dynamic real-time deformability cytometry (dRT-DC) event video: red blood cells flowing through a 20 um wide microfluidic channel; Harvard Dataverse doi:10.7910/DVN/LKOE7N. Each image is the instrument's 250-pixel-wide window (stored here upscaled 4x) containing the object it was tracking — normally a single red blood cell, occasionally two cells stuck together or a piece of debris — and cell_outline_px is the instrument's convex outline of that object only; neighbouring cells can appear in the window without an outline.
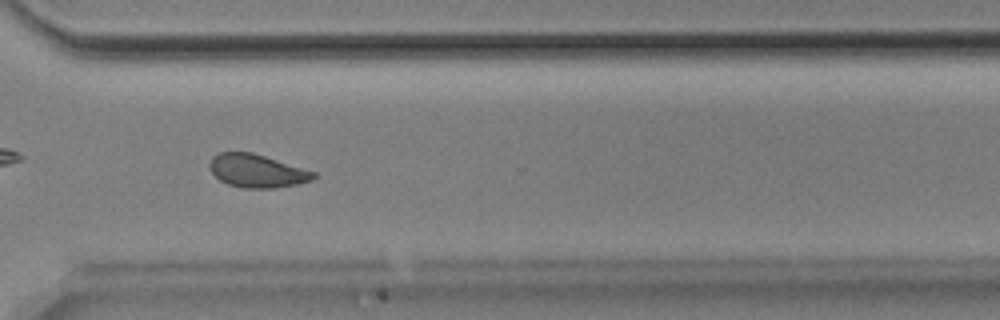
{"species": "Egyptian fruit bat (a non-hibernating species)", "species_latin": "Rousettus aegyptiacus", "temperature_condition": "room temperature", "stored_images_in_passage": 51, "camera_frame_rate_fps": 3000, "um_per_image_px": 0.085, "animal": {"sex": "male"}, "frame": {"image": 1, "passage_image": 37, "time_ms": 12.0, "image_size_px": [1000, 320], "cell_outline_px": [[316, 176], [312, 180], [296, 184], [276, 188], [240, 188], [228, 184], [220, 180], [212, 172], [208, 164], [212, 156], [220, 152], [252, 152], [316, 172]], "centroid_in_image_um": [21.82, 14.53], "position_along_channel_um": 348.8, "area_um2": 20.06}}
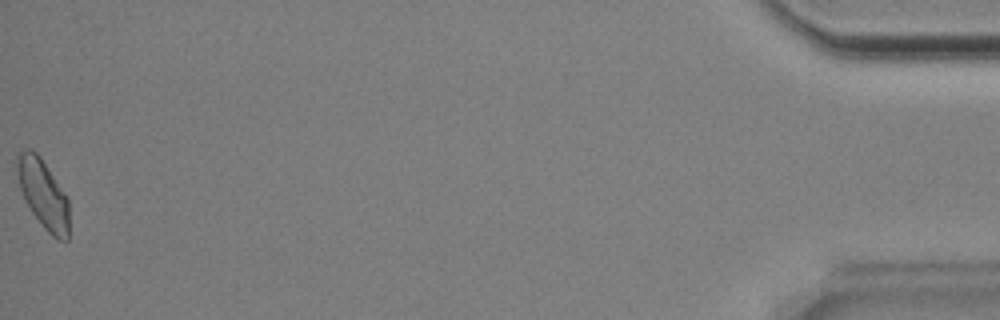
{"frame": {"image": 2, "passage_image": 51, "time_ms": 16.667, "image_size_px": [1000, 320], "cell_outline_px": [[68, 240], [60, 240], [52, 236], [44, 228], [32, 212], [24, 200], [20, 188], [16, 164], [16, 152], [24, 148], [32, 148], [40, 156], [68, 196]], "centroid_in_image_um": [3.65, 16.43], "position_along_channel_um": 431.5, "area_um2": 21.1}, "authors_computed_cell_mechanics": {"area_um2": 20.7502, "velocity_mm_per_s": 3.862, "shape_relaxation_time_tau1_ms": 4.565, "shape_relaxation_time_tau2_ms": 1.4041, "deformation_change_tau1": 0.1008, "deformation_change_tau2": 0.0706}}